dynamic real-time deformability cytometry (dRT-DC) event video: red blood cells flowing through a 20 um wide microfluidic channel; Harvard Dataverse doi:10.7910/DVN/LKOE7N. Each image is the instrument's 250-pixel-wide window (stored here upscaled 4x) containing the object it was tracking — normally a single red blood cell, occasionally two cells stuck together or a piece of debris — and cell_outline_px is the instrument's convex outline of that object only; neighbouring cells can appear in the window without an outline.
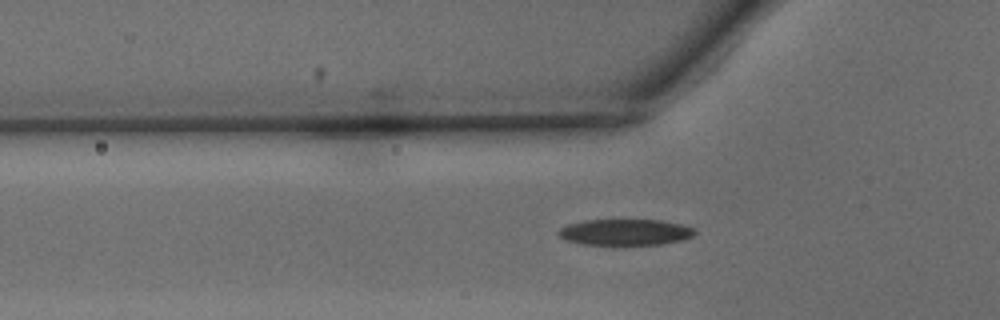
{"species": "common noctule bat (a hibernating species)", "species_latin": "Nyctalus noctula", "temperature_condition": "warm", "stored_images_in_passage": 35, "camera_frame_rate_fps": 3000, "um_per_image_px": 0.085, "animal": {"sex": "male", "body_mass_g": 15.6}, "frame": {"image": 1, "passage_image": 2, "time_ms": 0.333, "image_size_px": [1000, 320], "cell_outline_px": [[696, 232], [692, 236], [684, 240], [660, 244], [584, 244], [564, 240], [556, 232], [560, 228], [568, 224], [584, 220], [660, 220], [680, 224], [696, 228]], "centroid_in_image_um": [53.15, 19.73], "position_along_channel_um": 72.7, "area_um2": 20.69}}
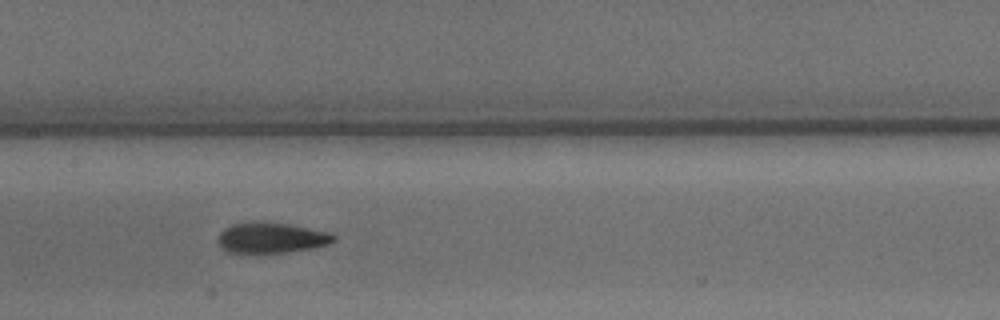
{"frame": {"image": 2, "passage_image": 10, "time_ms": 3.0, "image_size_px": [1000, 320], "cell_outline_px": [[336, 240], [328, 244], [312, 248], [288, 252], [228, 252], [220, 248], [216, 240], [220, 232], [224, 228], [232, 224], [256, 220], [288, 224], [332, 232], [336, 236]], "centroid_in_image_um": [23.05, 20.19], "position_along_channel_um": 184.4, "area_um2": 20.92}}
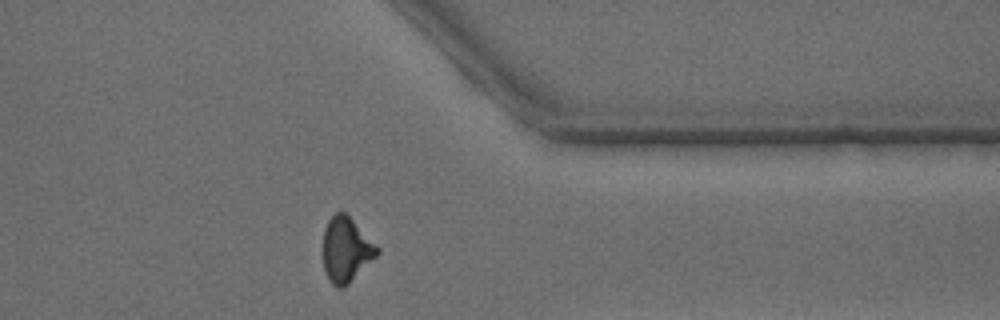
{"frame": {"image": 3, "passage_image": 25, "time_ms": 8.0, "image_size_px": [1000, 320], "cell_outline_px": [[380, 252], [344, 288], [336, 288], [332, 284], [324, 272], [324, 228], [328, 220], [336, 212], [344, 212], [380, 248]], "centroid_in_image_um": [29.41, 21.24], "position_along_channel_um": 382.0, "area_um2": 20.17}, "authors_computed_cell_mechanics": {"area_um2": 20.519, "velocity_mm_per_s": 4.1374, "shape_relaxation_time_tau1_ms": 4.3934, "shape_relaxation_time_tau2_ms": 2.222, "deformation_change_tau1": 0.1556, "deformation_change_tau2": 0.09}}